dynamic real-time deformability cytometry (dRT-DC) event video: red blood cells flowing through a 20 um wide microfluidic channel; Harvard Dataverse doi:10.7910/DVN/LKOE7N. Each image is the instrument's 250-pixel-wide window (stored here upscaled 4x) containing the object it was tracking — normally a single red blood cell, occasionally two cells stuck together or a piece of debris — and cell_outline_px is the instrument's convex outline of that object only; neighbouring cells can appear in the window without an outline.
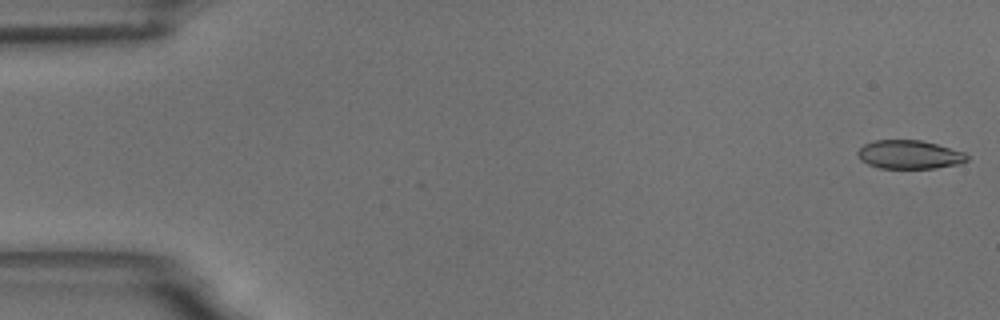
{"species": "common noctule bat (a hibernating species)", "species_latin": "Nyctalus noctula", "temperature_condition": "room temperature", "stored_images_in_passage": 55, "camera_frame_rate_fps": 3000, "um_per_image_px": 0.085, "animal": {"sex": "male", "body_mass_g": 18.8}, "frame": {"image": 1, "passage_image": 1, "time_ms": 0.0, "image_size_px": [1000, 320], "cell_outline_px": [[968, 160], [960, 164], [936, 168], [880, 168], [868, 164], [860, 160], [856, 152], [864, 144], [876, 140], [920, 140], [936, 144], [964, 152], [968, 156]], "centroid_in_image_um": [77.29, 13.14], "position_along_channel_um": 7.7, "area_um2": 18.21}}
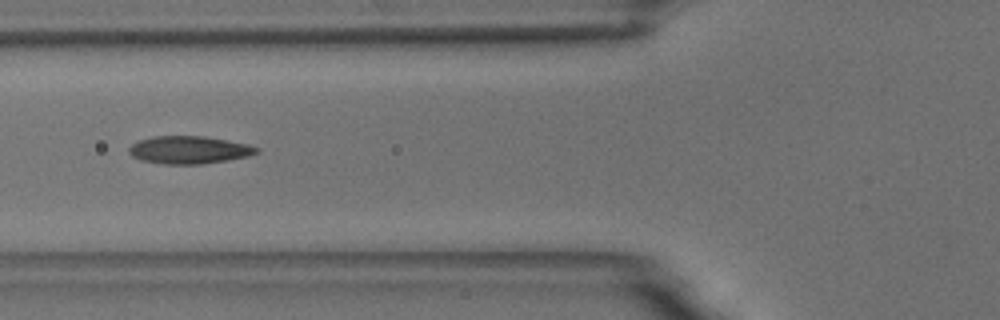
{"frame": {"image": 2, "passage_image": 21, "time_ms": 6.667, "image_size_px": [1000, 320], "cell_outline_px": [[260, 152], [248, 156], [228, 160], [200, 164], [164, 164], [140, 160], [132, 156], [128, 152], [128, 148], [132, 144], [140, 140], [152, 136], [204, 136], [248, 144], [260, 148]], "centroid_in_image_um": [16.07, 12.74], "position_along_channel_um": 109.7, "area_um2": 20.63}}
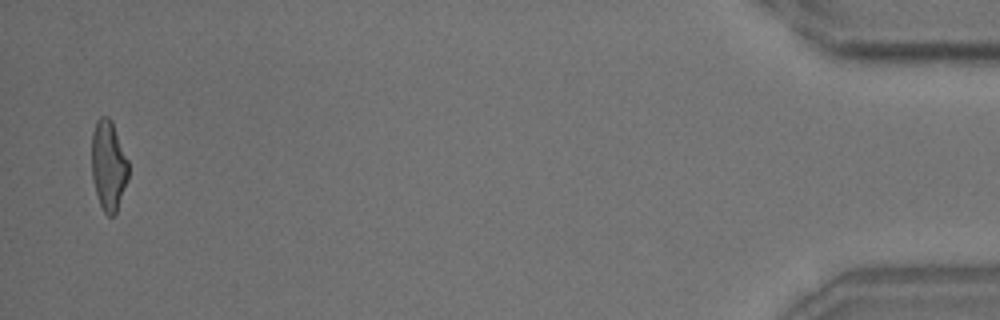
{"frame": {"image": 3, "passage_image": 54, "time_ms": 17.667, "image_size_px": [1000, 320], "cell_outline_px": [[128, 180], [116, 212], [112, 216], [108, 216], [104, 212], [100, 204], [96, 192], [92, 176], [92, 132], [96, 120], [100, 116], [108, 116], [112, 120], [128, 160]], "centroid_in_image_um": [9.22, 14.03], "position_along_channel_um": 426.0, "area_um2": 19.31}, "authors_computed_cell_mechanics": {"area_um2": 19.8832, "velocity_mm_per_s": 3.6684, "shape_relaxation_time_tau1_ms": 3.8348, "shape_relaxation_time_tau2_ms": 1.5664, "deformation_change_tau1": 0.167, "deformation_change_tau2": 0.0973}}